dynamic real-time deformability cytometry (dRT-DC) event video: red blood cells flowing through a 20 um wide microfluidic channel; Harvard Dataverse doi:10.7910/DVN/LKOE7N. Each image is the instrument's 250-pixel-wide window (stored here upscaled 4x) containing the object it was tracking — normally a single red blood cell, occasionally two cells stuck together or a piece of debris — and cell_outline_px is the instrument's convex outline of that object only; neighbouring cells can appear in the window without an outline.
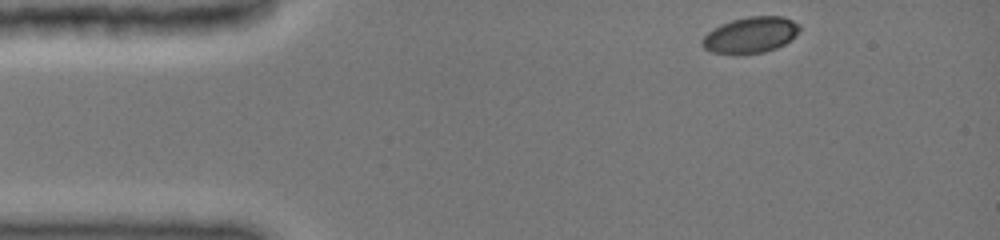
{"species": "common noctule bat (a hibernating species)", "species_latin": "Nyctalus noctula", "temperature_condition": "cold", "stored_images_in_passage": 12, "camera_frame_rate_fps": 3000, "um_per_image_px": 0.085, "animal": {"sex": "female", "body_mass_g": 19.0, "forearm_length_mm": 51.5}, "frame": {"image": 1, "passage_image": 1, "time_ms": 0.0, "image_size_px": [1000, 240], "cell_outline_px": [[800, 28], [784, 44], [776, 48], [764, 52], [712, 52], [704, 48], [704, 36], [708, 32], [732, 20], [748, 16], [780, 16], [792, 20], [800, 24]], "centroid_in_image_um": [63.84, 2.94], "position_along_channel_um": 21.2, "area_um2": 19.48}}
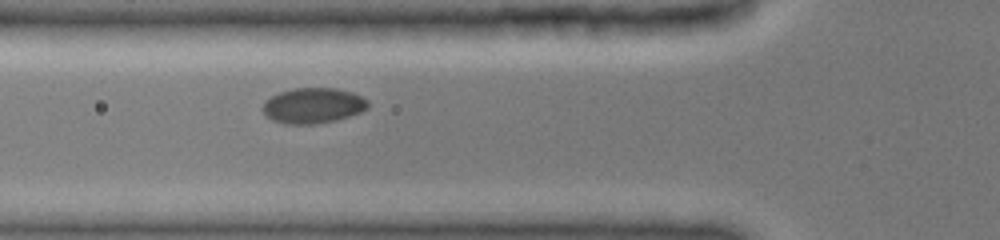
{"frame": {"image": 2, "passage_image": 9, "time_ms": 3.667, "image_size_px": [1000, 240], "cell_outline_px": [[368, 108], [360, 112], [336, 120], [312, 124], [292, 124], [272, 120], [264, 112], [264, 104], [272, 96], [280, 92], [292, 88], [336, 88], [352, 92], [360, 96], [368, 104]], "centroid_in_image_um": [26.63, 8.96], "position_along_channel_um": 99.2, "area_um2": 21.27}}
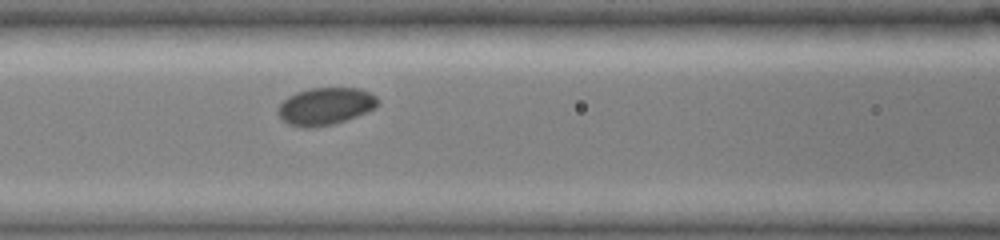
{"frame": {"image": 3, "passage_image": 12, "time_ms": 4.667, "image_size_px": [1000, 240], "cell_outline_px": [[380, 100], [376, 108], [356, 116], [332, 124], [312, 128], [304, 128], [288, 124], [280, 116], [280, 104], [288, 96], [296, 92], [312, 88], [360, 88], [376, 96]], "centroid_in_image_um": [27.69, 9.02], "position_along_channel_um": 138.9, "area_um2": 21.5}}